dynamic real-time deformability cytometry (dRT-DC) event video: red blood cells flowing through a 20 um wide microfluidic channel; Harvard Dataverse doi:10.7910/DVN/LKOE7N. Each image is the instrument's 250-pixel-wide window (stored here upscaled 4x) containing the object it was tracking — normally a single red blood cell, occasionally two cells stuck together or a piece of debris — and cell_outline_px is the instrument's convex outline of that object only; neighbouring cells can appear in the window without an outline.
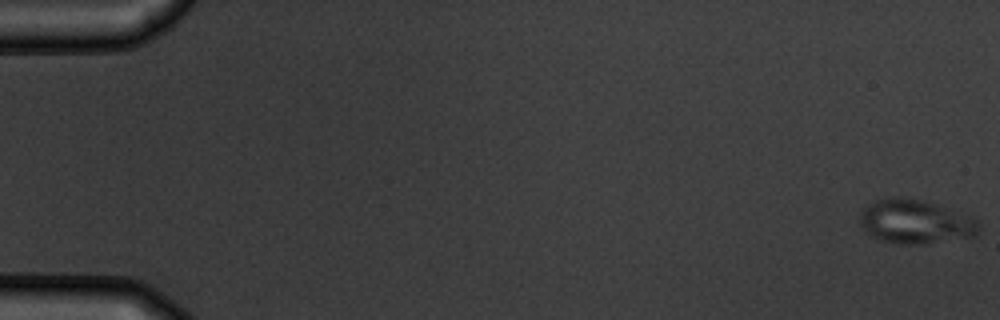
{"species": "common noctule bat (a hibernating species)", "species_latin": "Nyctalus noctula", "temperature_condition": "warm", "stored_images_in_passage": 5, "camera_frame_rate_fps": 3000, "um_per_image_px": 0.085, "animal": {"sex": "male", "body_mass_g": 19.5, "forearm_length_mm": 54.6}, "frame": {"image": 1, "passage_image": 1, "time_ms": 0.0, "image_size_px": [1000, 320], "cell_outline_px": [[980, 228], [972, 236], [924, 244], [900, 244], [880, 240], [872, 236], [860, 224], [860, 212], [868, 204], [876, 200], [892, 196], [896, 196], [920, 200], [944, 208], [976, 220], [980, 224]], "centroid_in_image_um": [77.72, 18.85], "position_along_channel_um": 7.3, "area_um2": 29.77}}